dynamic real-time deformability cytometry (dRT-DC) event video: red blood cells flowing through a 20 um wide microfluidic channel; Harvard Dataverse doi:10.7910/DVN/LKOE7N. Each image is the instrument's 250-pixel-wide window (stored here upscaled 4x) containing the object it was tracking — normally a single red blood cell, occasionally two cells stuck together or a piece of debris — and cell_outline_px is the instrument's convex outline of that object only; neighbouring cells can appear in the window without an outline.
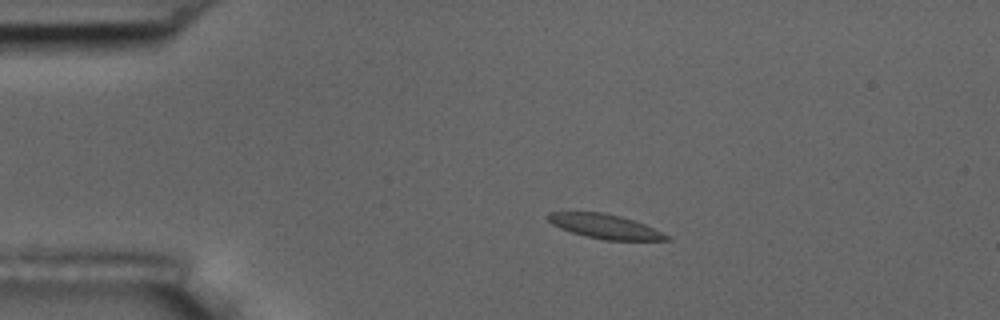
{"species": "common noctule bat (a hibernating species)", "species_latin": "Nyctalus noctula", "temperature_condition": "room temperature", "stored_images_in_passage": 55, "camera_frame_rate_fps": 3000, "um_per_image_px": 0.085, "animal": {"sex": "male", "body_mass_g": 17.5, "forearm_length_mm": 52.3}, "frame": {"image": 1, "passage_image": 11, "time_ms": 3.333, "image_size_px": [1000, 320], "cell_outline_px": [[672, 240], [604, 240], [584, 236], [560, 228], [552, 224], [544, 216], [548, 212], [604, 212], [620, 216], [644, 224], [672, 236]], "centroid_in_image_um": [51.42, 19.24], "position_along_channel_um": 33.6, "area_um2": 16.94}}
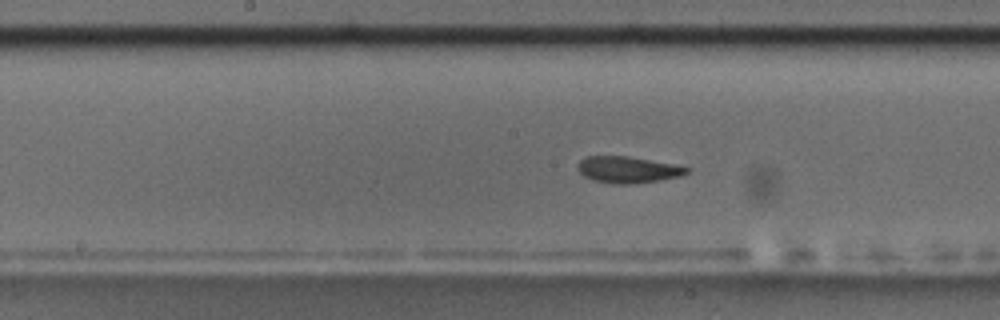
{"frame": {"image": 2, "passage_image": 28, "time_ms": 9.0, "image_size_px": [1000, 320], "cell_outline_px": [[692, 168], [688, 172], [680, 176], [660, 180], [632, 184], [612, 184], [592, 180], [584, 176], [576, 168], [576, 164], [584, 156], [628, 156], [672, 164]], "centroid_in_image_um": [53.32, 14.42], "position_along_channel_um": 194.9, "area_um2": 16.94}}
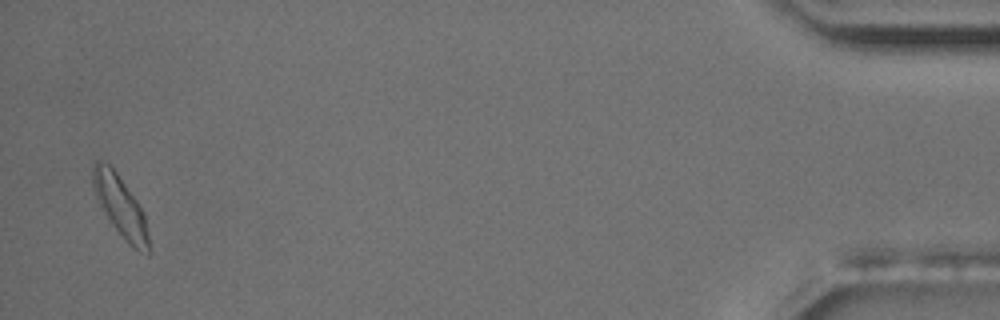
{"frame": {"image": 3, "passage_image": 54, "time_ms": 17.667, "image_size_px": [1000, 320], "cell_outline_px": [[148, 256], [132, 248], [124, 240], [100, 208], [96, 200], [92, 188], [92, 168], [96, 160], [100, 160], [108, 164], [116, 172], [136, 200], [144, 212], [148, 236]], "centroid_in_image_um": [10.2, 17.55], "position_along_channel_um": 425.0, "area_um2": 19.88}, "authors_computed_cell_mechanics": {"area_um2": 17.051, "velocity_mm_per_s": 3.6309, "shape_relaxation_time_tau1_ms": 2.6146, "shape_relaxation_time_tau2_ms": 0.8667, "deformation_change_tau1": 0.1446, "deformation_change_tau2": 0.0772}}